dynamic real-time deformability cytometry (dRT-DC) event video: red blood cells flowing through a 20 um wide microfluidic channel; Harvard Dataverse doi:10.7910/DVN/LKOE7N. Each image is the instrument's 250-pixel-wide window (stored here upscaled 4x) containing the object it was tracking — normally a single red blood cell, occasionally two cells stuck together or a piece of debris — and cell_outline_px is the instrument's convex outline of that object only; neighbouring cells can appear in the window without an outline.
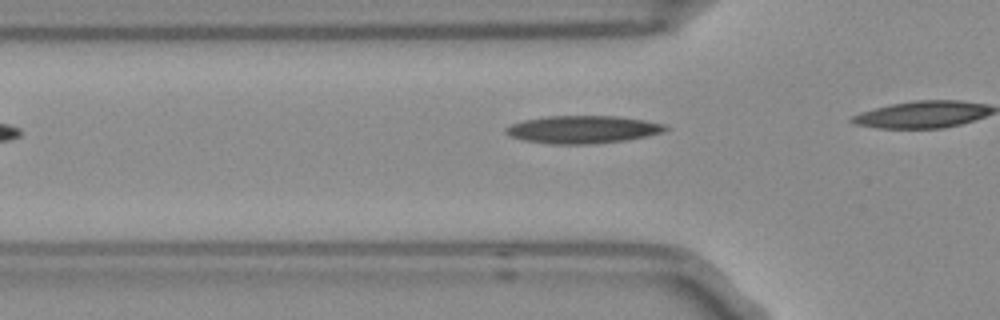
{"species": "Egyptian fruit bat (a non-hibernating species)", "species_latin": "Rousettus aegyptiacus", "temperature_condition": "room temperature", "stored_images_in_passage": 3, "camera_frame_rate_fps": 3000, "um_per_image_px": 0.085, "frame": {"image": 1, "passage_image": 3, "time_ms": 0.667, "image_size_px": [1000, 320], "cell_outline_px": [[672, 128], [664, 132], [628, 140], [588, 144], [548, 144], [524, 140], [508, 136], [504, 132], [504, 128], [512, 124], [524, 120], [548, 116], [620, 116], [644, 120], [664, 124]], "centroid_in_image_um": [49.55, 11.01], "position_along_channel_um": 76.3, "area_um2": 25.95}}